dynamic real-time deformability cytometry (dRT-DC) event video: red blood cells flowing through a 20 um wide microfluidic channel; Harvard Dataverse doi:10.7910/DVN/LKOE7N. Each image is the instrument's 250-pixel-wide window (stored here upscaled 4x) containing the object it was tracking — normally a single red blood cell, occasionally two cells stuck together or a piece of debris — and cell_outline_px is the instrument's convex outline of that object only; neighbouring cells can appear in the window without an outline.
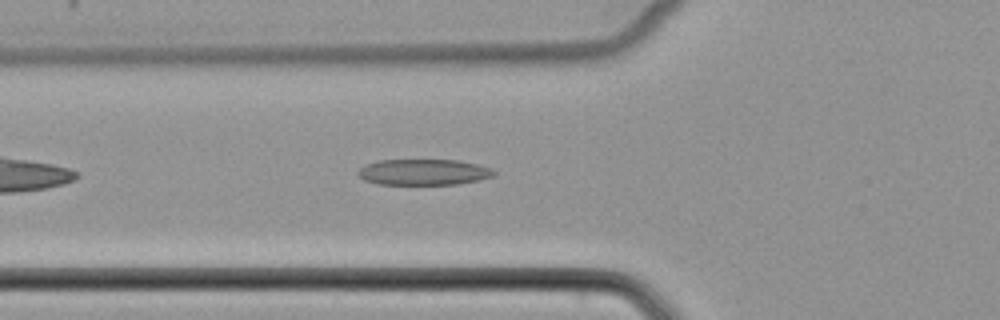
{"species": "common noctule bat (a hibernating species)", "species_latin": "Nyctalus noctula", "temperature_condition": "cold", "stored_images_in_passage": 34, "camera_frame_rate_fps": 3000, "um_per_image_px": 0.085, "animal": {"sex": "female", "body_mass_g": 22.7, "forearm_length_mm": 54.2}, "frame": {"image": 1, "passage_image": 6, "time_ms": 1.667, "image_size_px": [1000, 320], "cell_outline_px": [[496, 172], [492, 176], [480, 180], [456, 184], [376, 184], [364, 180], [356, 172], [364, 164], [380, 160], [460, 160], [492, 168]], "centroid_in_image_um": [35.99, 14.62], "position_along_channel_um": 89.8, "area_um2": 20.58}}
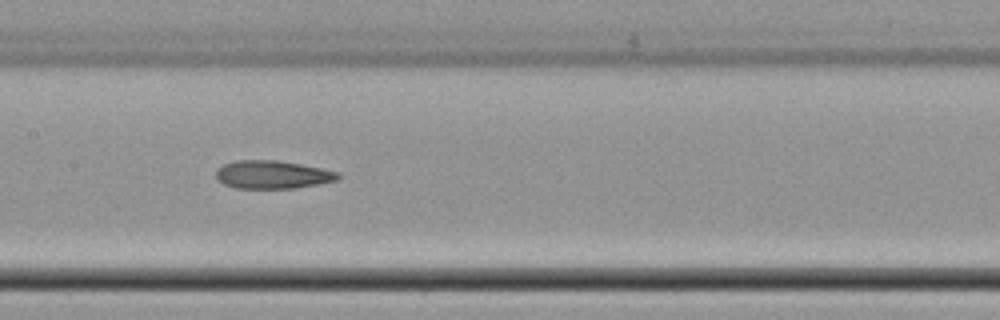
{"frame": {"image": 2, "passage_image": 13, "time_ms": 4.0, "image_size_px": [1000, 320], "cell_outline_px": [[340, 176], [336, 180], [296, 188], [236, 188], [224, 184], [216, 180], [216, 168], [224, 164], [236, 160], [276, 160], [300, 164], [340, 172]], "centroid_in_image_um": [23.12, 14.84], "position_along_channel_um": 184.3, "area_um2": 19.94}}
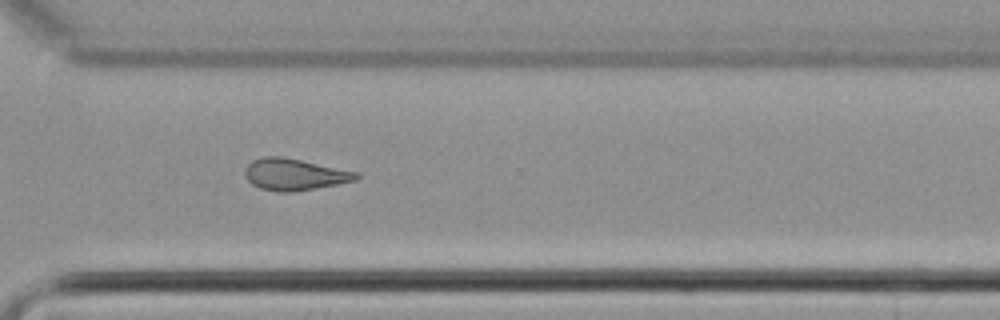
{"frame": {"image": 3, "passage_image": 25, "time_ms": 8.0, "image_size_px": [1000, 320], "cell_outline_px": [[360, 176], [356, 180], [316, 188], [292, 192], [280, 192], [260, 188], [252, 184], [244, 176], [244, 168], [252, 160], [264, 156], [280, 156], [360, 172]], "centroid_in_image_um": [25.01, 14.82], "position_along_channel_um": 345.6, "area_um2": 20.52}}